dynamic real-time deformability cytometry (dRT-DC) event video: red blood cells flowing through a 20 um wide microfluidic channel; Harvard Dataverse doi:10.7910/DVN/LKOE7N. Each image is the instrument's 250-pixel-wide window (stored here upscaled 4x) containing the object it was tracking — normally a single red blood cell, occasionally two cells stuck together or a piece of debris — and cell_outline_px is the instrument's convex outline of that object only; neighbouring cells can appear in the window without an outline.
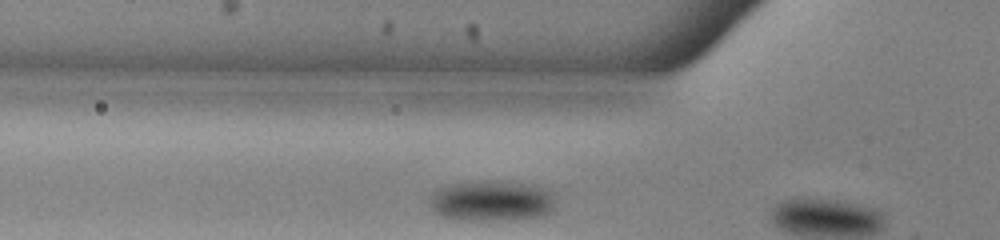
{"species": "common noctule bat (a hibernating species)", "species_latin": "Nyctalus noctula", "temperature_condition": "warm", "stored_images_in_passage": 9, "camera_frame_rate_fps": 3000, "um_per_image_px": 0.085, "animal": {"sex": "male", "body_mass_g": 13.0, "forearm_length_mm": 53.1}, "frame": {"image": 1, "passage_image": 7, "time_ms": 2.0, "image_size_px": [1000, 240], "cell_outline_px": [[552, 208], [544, 216], [504, 220], [464, 220], [444, 216], [432, 212], [428, 204], [428, 200], [432, 192], [440, 188], [452, 184], [484, 180], [508, 180], [532, 184], [552, 192]], "centroid_in_image_um": [41.74, 17.05], "position_along_channel_um": 84.1, "area_um2": 30.11}}